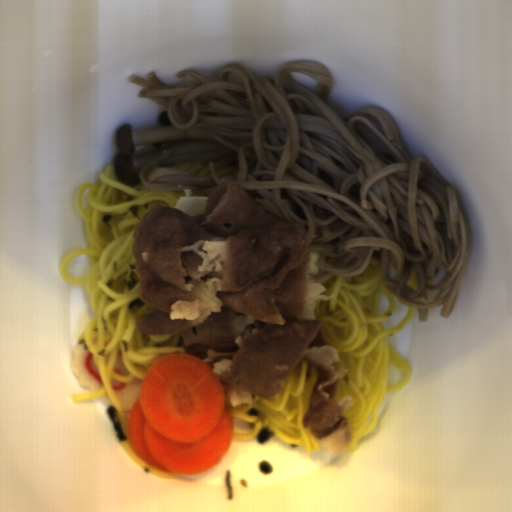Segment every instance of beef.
I'll return each mask as SVG.
<instances>
[{
    "instance_id": "obj_1",
    "label": "beef",
    "mask_w": 512,
    "mask_h": 512,
    "mask_svg": "<svg viewBox=\"0 0 512 512\" xmlns=\"http://www.w3.org/2000/svg\"><path fill=\"white\" fill-rule=\"evenodd\" d=\"M183 192L175 206L156 203L131 236L138 296L150 308L139 333L178 336L183 354L212 366L231 410L279 393L305 360L316 374L302 425L340 454L353 439L352 397L335 399L347 368L334 367L339 352L314 310L334 294L306 278L319 274L318 251H307L314 238L229 178L207 194Z\"/></svg>"
}]
</instances>
